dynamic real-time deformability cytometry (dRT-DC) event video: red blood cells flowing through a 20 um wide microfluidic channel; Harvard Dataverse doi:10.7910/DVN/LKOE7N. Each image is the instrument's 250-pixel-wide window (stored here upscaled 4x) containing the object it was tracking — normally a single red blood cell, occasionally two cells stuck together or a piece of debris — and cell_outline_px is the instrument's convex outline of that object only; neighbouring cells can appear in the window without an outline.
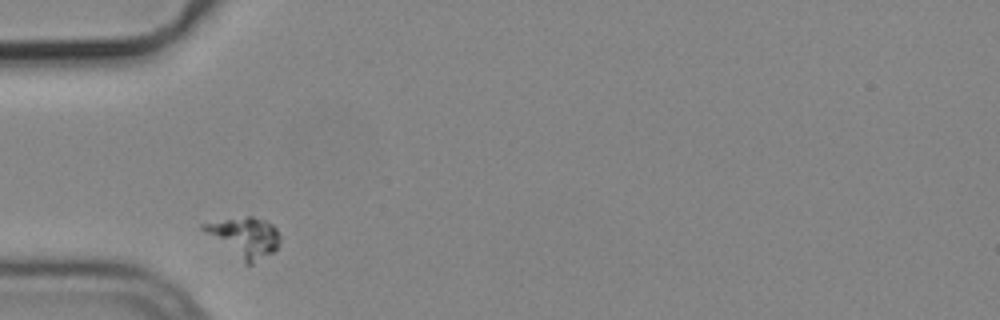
{"species": "common noctule bat (a hibernating species)", "species_latin": "Nyctalus noctula", "temperature_condition": "cold", "stored_images_in_passage": 2, "camera_frame_rate_fps": 3000, "um_per_image_px": 0.085, "animal": {"sex": "male", "body_mass_g": 19.2, "forearm_length_mm": 51.8}, "frame": {"image": 1, "passage_image": 1, "time_ms": 0.0, "image_size_px": [1000, 320], "cell_outline_px": [[280, 244], [272, 252], [252, 264], [244, 264], [204, 232], [200, 228], [200, 224], [248, 216], [252, 216], [264, 220], [272, 224], [276, 228], [280, 236]], "centroid_in_image_um": [20.78, 20.17], "position_along_channel_um": 64.2, "area_um2": 17.69}}
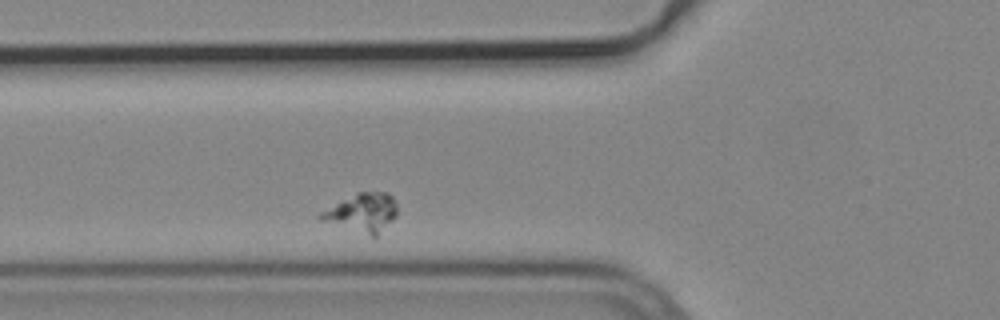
{"frame": {"image": 2, "passage_image": 2, "time_ms": 0.333, "image_size_px": [1000, 320], "cell_outline_px": [[396, 216], [376, 240], [320, 220], [316, 216], [320, 212], [356, 192], [388, 192], [396, 200]], "centroid_in_image_um": [30.81, 18.13], "position_along_channel_um": 95.0, "area_um2": 17.86}}